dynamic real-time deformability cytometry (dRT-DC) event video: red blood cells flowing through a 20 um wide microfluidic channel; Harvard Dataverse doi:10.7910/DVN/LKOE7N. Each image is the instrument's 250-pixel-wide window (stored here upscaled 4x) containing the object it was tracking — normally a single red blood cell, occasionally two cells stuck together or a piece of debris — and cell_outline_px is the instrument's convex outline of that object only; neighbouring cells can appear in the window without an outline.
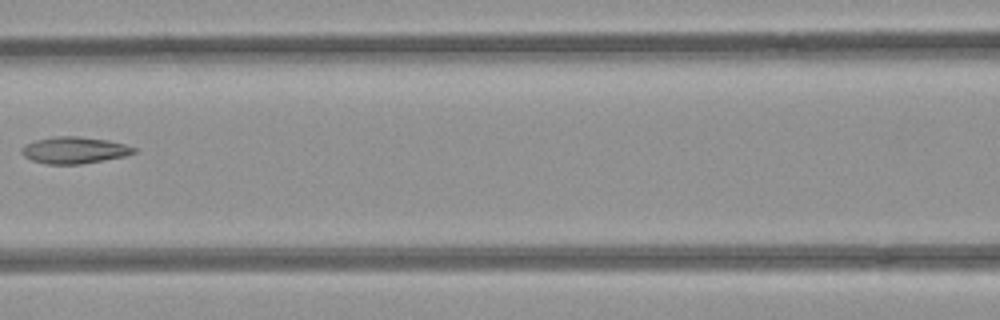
{"species": "common noctule bat (a hibernating species)", "species_latin": "Nyctalus noctula", "temperature_condition": "room temperature", "stored_images_in_passage": 8, "camera_frame_rate_fps": 3000, "um_per_image_px": 0.085, "animal": {"sex": "female", "body_mass_g": 21.9}, "frame": {"image": 1, "passage_image": 7, "time_ms": 2.0, "image_size_px": [1000, 320], "cell_outline_px": [[136, 152], [124, 156], [104, 160], [80, 164], [48, 164], [32, 160], [24, 156], [20, 152], [20, 148], [24, 144], [36, 140], [52, 136], [76, 136], [108, 140], [124, 144], [136, 148]], "centroid_in_image_um": [6.28, 12.76], "position_along_channel_um": 160.3, "area_um2": 17.46}}
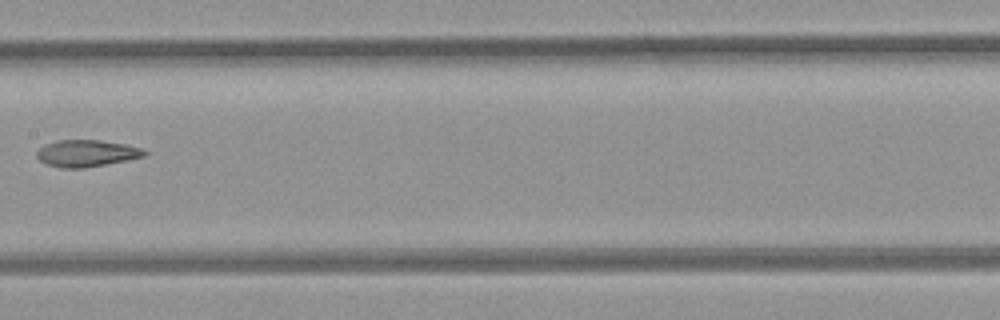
{"frame": {"image": 2, "passage_image": 8, "time_ms": 2.333, "image_size_px": [1000, 320], "cell_outline_px": [[148, 152], [144, 156], [128, 160], [84, 168], [60, 168], [48, 164], [40, 160], [36, 156], [36, 152], [44, 144], [56, 140], [100, 140], [124, 144], [140, 148]], "centroid_in_image_um": [7.33, 13.03], "position_along_channel_um": 200.1, "area_um2": 16.76}}